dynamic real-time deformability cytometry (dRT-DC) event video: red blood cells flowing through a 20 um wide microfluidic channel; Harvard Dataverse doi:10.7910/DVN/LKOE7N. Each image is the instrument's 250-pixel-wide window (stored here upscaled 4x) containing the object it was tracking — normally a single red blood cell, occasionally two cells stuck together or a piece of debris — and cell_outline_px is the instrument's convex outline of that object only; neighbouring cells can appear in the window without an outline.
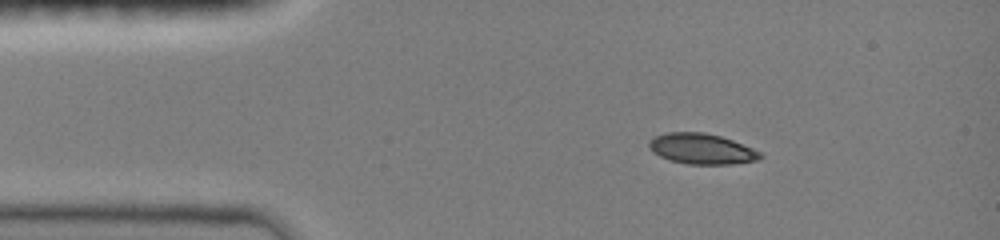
{"species": "common noctule bat (a hibernating species)", "species_latin": "Nyctalus noctula", "temperature_condition": "room temperature", "stored_images_in_passage": 47, "camera_frame_rate_fps": 3000, "um_per_image_px": 0.085, "animal": {"sex": "female", "body_mass_g": 19.0, "forearm_length_mm": 51.5}, "frame": {"image": 1, "passage_image": 7, "time_ms": 2.0, "image_size_px": [1000, 240], "cell_outline_px": [[764, 156], [760, 160], [732, 164], [688, 164], [672, 160], [660, 156], [652, 152], [648, 148], [648, 140], [656, 136], [668, 132], [704, 132], [720, 136], [732, 140], [752, 148], [760, 152]], "centroid_in_image_um": [59.64, 12.65], "position_along_channel_um": 25.4, "area_um2": 19.83}}
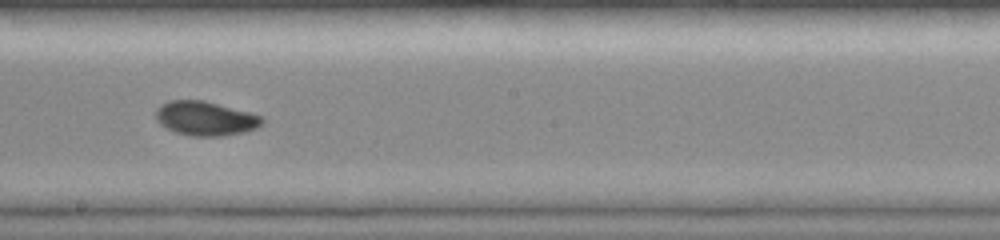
{"frame": {"image": 2, "passage_image": 26, "time_ms": 8.333, "image_size_px": [1000, 240], "cell_outline_px": [[264, 124], [256, 128], [244, 132], [224, 136], [188, 136], [176, 132], [160, 124], [156, 120], [156, 108], [160, 104], [168, 100], [204, 100], [264, 116]], "centroid_in_image_um": [17.47, 10.06], "position_along_channel_um": 230.7, "area_um2": 21.44}}
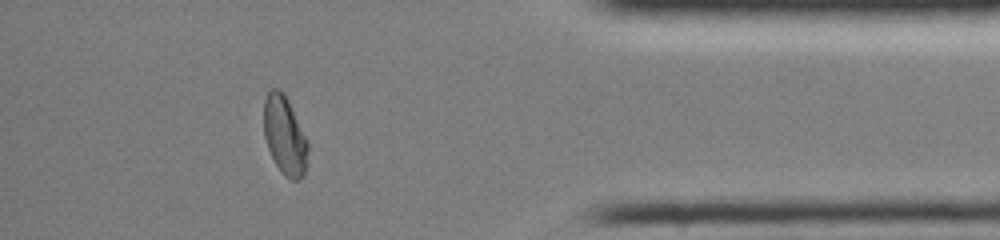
{"frame": {"image": 3, "passage_image": 41, "time_ms": 13.333, "image_size_px": [1000, 240], "cell_outline_px": [[308, 152], [304, 172], [296, 180], [292, 180], [284, 176], [280, 172], [268, 148], [264, 136], [264, 100], [268, 92], [272, 88], [280, 88], [284, 92], [308, 140]], "centroid_in_image_um": [24.19, 11.48], "position_along_channel_um": 411.0, "area_um2": 20.17}, "authors_computed_cell_mechanics": {"area_um2": 20.6924, "velocity_mm_per_s": 4.0558, "shape_relaxation_time_tau1_ms": 5.7862, "shape_relaxation_time_tau2_ms": 2.1272, "deformation_change_tau1": 0.1945, "deformation_change_tau2": 0.036}}